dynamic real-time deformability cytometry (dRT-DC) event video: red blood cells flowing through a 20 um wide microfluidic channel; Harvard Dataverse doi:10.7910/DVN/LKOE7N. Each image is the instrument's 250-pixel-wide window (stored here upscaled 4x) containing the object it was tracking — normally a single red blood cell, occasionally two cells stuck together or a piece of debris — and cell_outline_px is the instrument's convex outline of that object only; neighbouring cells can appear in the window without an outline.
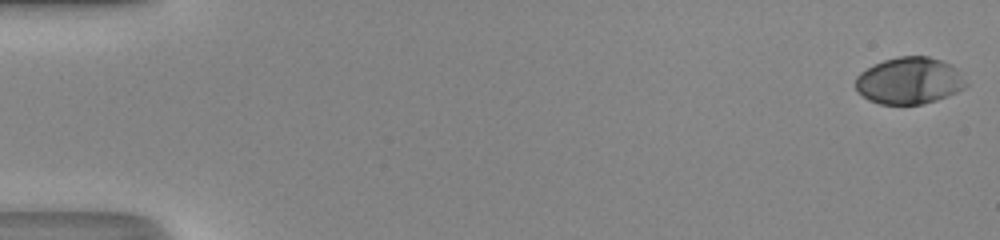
{"species": "human", "species_latin": "Homo sapiens", "temperature_condition": "room temperature", "stored_images_in_passage": 50, "camera_frame_rate_fps": 3000, "um_per_image_px": 0.085, "donor": {"sex": "male"}, "frame": {"image": 1, "passage_image": 1, "time_ms": 0.0, "image_size_px": [1000, 240], "cell_outline_px": [[968, 84], [964, 88], [948, 96], [924, 104], [880, 104], [868, 100], [856, 88], [856, 76], [860, 72], [884, 60], [900, 56], [928, 56], [952, 64], [956, 68]], "centroid_in_image_um": [77.31, 6.86], "position_along_channel_um": 7.7, "area_um2": 30.0}}
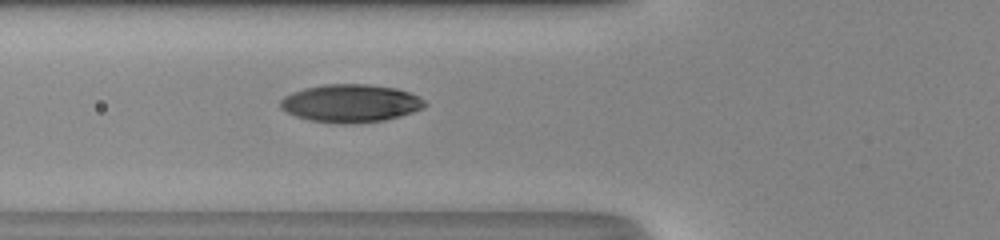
{"frame": {"image": 2, "passage_image": 20, "time_ms": 6.333, "image_size_px": [1000, 240], "cell_outline_px": [[428, 104], [424, 108], [400, 116], [384, 120], [352, 124], [340, 124], [308, 120], [296, 116], [280, 108], [280, 100], [284, 96], [292, 92], [304, 88], [324, 84], [368, 84], [396, 88], [420, 96]], "centroid_in_image_um": [29.81, 8.78], "position_along_channel_um": 96.0, "area_um2": 32.14}}
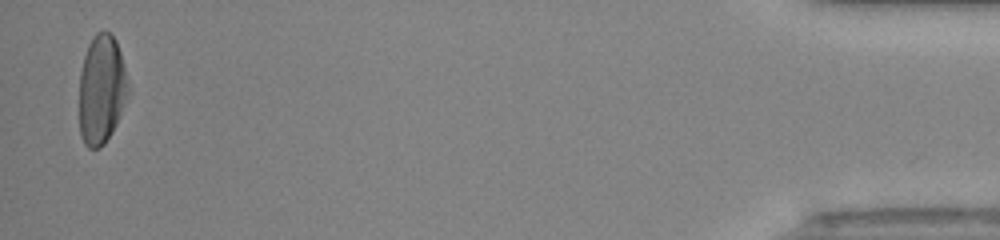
{"frame": {"image": 3, "passage_image": 49, "time_ms": 16.0, "image_size_px": [1000, 240], "cell_outline_px": [[128, 88], [116, 124], [112, 132], [104, 144], [100, 148], [88, 148], [84, 144], [80, 136], [80, 72], [84, 56], [88, 44], [92, 36], [96, 32], [108, 32], [116, 40], [120, 52], [128, 80]], "centroid_in_image_um": [8.6, 7.61], "position_along_channel_um": 426.6, "area_um2": 30.75}, "authors_computed_cell_mechanics": {"area_um2": 31.0386, "velocity_mm_per_s": 4.3304, "shape_relaxation_time_tau1_ms": 3.3841, "shape_relaxation_time_tau2_ms": 0.8253, "deformation_change_tau1": 0.197, "deformation_change_tau2": 0.0404}}